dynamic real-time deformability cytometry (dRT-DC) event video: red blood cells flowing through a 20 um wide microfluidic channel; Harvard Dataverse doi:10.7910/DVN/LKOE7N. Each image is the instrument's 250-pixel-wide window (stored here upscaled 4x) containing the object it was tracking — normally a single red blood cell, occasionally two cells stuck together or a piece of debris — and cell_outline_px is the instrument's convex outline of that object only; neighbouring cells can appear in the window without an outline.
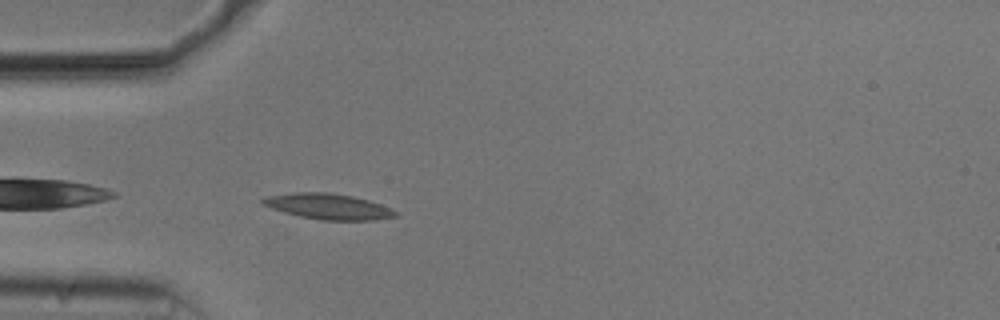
{"species": "common noctule bat (a hibernating species)", "species_latin": "Nyctalus noctula", "temperature_condition": "cold", "stored_images_in_passage": 40, "camera_frame_rate_fps": 3000, "um_per_image_px": 0.085, "animal": {"sex": "male", "body_mass_g": 20.5, "forearm_length_mm": 52.5}, "frame": {"image": 1, "passage_image": 2, "time_ms": 0.333, "image_size_px": [1000, 320], "cell_outline_px": [[400, 212], [396, 216], [372, 220], [320, 220], [300, 216], [284, 212], [260, 204], [260, 200], [268, 196], [296, 192], [328, 192], [352, 196], [368, 200], [380, 204]], "centroid_in_image_um": [27.9, 17.55], "position_along_channel_um": 57.1, "area_um2": 19.77}}
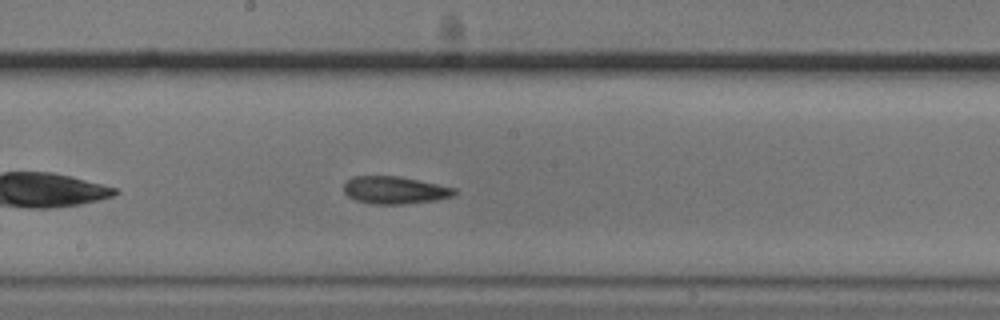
{"frame": {"image": 2, "passage_image": 15, "time_ms": 4.667, "image_size_px": [1000, 320], "cell_outline_px": [[456, 192], [452, 196], [436, 200], [404, 204], [372, 204], [356, 200], [348, 196], [344, 192], [344, 184], [352, 176], [400, 176], [456, 188]], "centroid_in_image_um": [33.54, 16.16], "position_along_channel_um": 214.7, "area_um2": 17.69}}
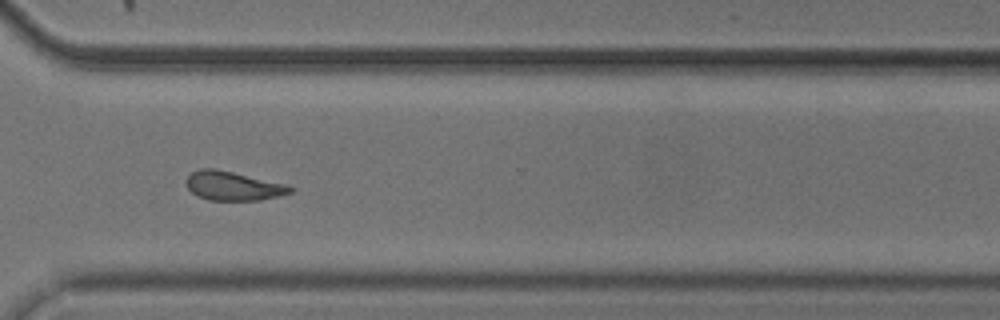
{"frame": {"image": 3, "passage_image": 26, "time_ms": 8.333, "image_size_px": [1000, 320], "cell_outline_px": [[296, 188], [292, 192], [280, 196], [260, 200], [208, 200], [196, 196], [188, 188], [184, 180], [192, 172], [200, 168], [212, 168], [232, 172], [288, 184]], "centroid_in_image_um": [19.83, 15.81], "position_along_channel_um": 350.8, "area_um2": 17.74}, "authors_computed_cell_mechanics": {"area_um2": 17.8602, "velocity_mm_per_s": 3.7246, "shape_relaxation_time_tau1_ms": 4.8581, "shape_relaxation_time_tau2_ms": 3.7195, "deformation_change_tau1": 0.1337, "deformation_change_tau2": 0.1051}}